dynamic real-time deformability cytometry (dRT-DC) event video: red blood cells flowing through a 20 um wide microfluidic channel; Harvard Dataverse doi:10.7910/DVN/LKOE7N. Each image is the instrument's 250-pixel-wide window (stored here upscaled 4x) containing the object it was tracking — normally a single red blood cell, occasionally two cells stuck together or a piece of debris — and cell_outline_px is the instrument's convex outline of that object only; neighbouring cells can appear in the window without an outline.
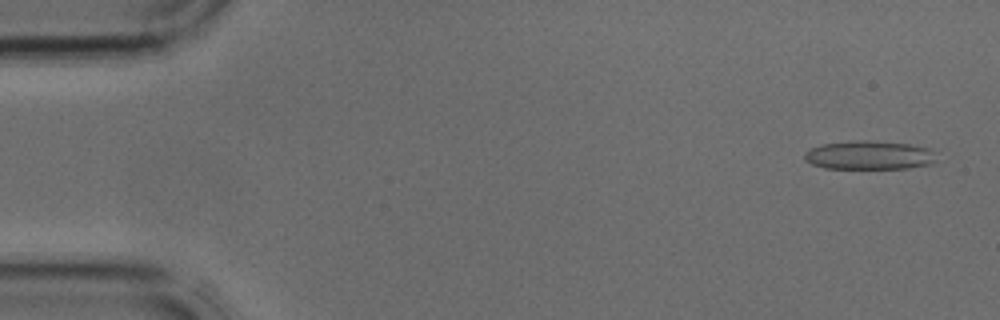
{"species": "common noctule bat (a hibernating species)", "species_latin": "Nyctalus noctula", "temperature_condition": "cold", "stored_images_in_passage": 4, "segment_of_instrument_passage": [1, 2], "camera_frame_rate_fps": 3000, "um_per_image_px": 0.085, "animal": {"sex": "male", "body_mass_g": 17.9, "forearm_length_mm": 54.2}, "frame": {"image": 1, "passage_image": 1, "time_ms": 0.0, "image_size_px": [1000, 320], "cell_outline_px": [[936, 160], [932, 164], [908, 168], [824, 168], [812, 164], [804, 160], [804, 152], [820, 144], [860, 140], [864, 140], [908, 144], [928, 148], [932, 152]], "centroid_in_image_um": [73.84, 13.19], "position_along_channel_um": 11.2, "area_um2": 21.91}}